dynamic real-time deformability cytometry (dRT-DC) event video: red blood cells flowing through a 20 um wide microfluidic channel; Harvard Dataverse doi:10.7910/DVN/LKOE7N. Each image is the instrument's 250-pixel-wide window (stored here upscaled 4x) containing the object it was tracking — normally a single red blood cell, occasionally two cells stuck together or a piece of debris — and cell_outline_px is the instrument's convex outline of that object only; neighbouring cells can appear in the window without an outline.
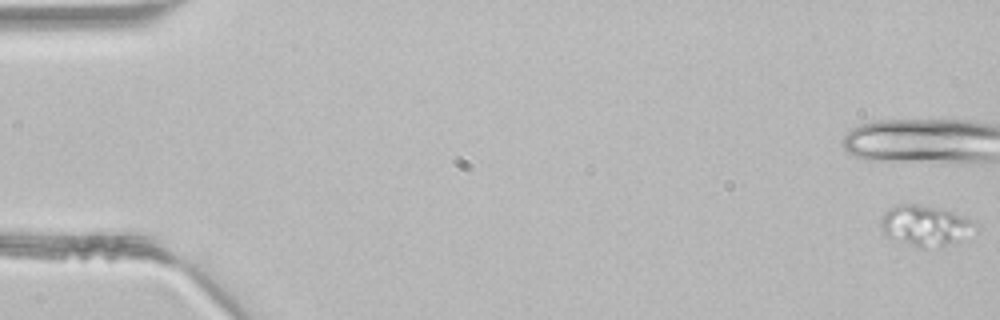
{"species": "common noctule bat (a hibernating species)", "species_latin": "Nyctalus noctula", "temperature_condition": "room temperature", "stored_images_in_passage": 36, "camera_frame_rate_fps": 3000, "um_per_image_px": 0.085, "animal": {"sex": "male", "body_mass_g": 21.5, "forearm_length_mm": 52.0}, "frame": {"image": 1, "passage_image": 1, "time_ms": 0.0, "image_size_px": [1000, 320], "cell_outline_px": [[976, 224], [948, 244], [924, 248], [920, 248], [892, 240], [884, 236], [880, 232], [880, 220], [884, 212], [896, 204], [916, 204], [940, 208], [972, 220]], "centroid_in_image_um": [78.43, 19.16], "position_along_channel_um": 6.6, "area_um2": 21.68}}